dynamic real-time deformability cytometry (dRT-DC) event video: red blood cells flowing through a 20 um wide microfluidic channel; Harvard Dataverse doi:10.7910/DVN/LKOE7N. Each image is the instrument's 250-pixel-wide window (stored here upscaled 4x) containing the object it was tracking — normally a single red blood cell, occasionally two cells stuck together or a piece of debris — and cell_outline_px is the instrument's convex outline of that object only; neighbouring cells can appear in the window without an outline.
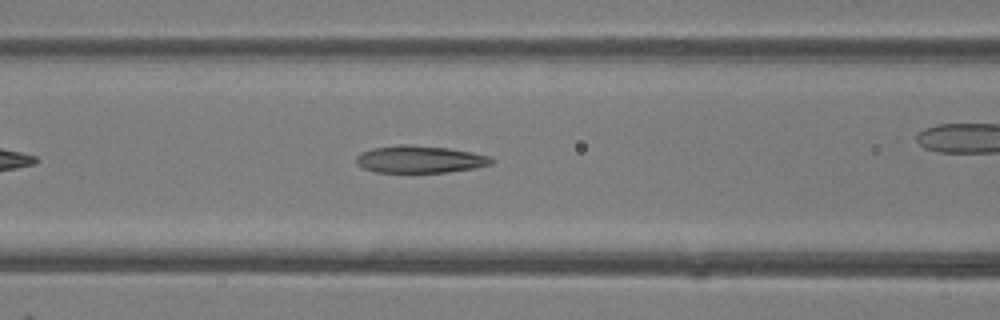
{"species": "common noctule bat (a hibernating species)", "species_latin": "Nyctalus noctula", "temperature_condition": "room temperature", "stored_images_in_passage": 20, "camera_frame_rate_fps": 3000, "um_per_image_px": 0.085, "animal": {"sex": "female"}, "frame": {"image": 1, "passage_image": 6, "time_ms": 1.667, "image_size_px": [1000, 320], "cell_outline_px": [[496, 160], [492, 164], [476, 168], [448, 172], [376, 172], [364, 168], [356, 164], [356, 156], [360, 152], [372, 148], [400, 144], [404, 144], [448, 148], [472, 152], [492, 156]], "centroid_in_image_um": [35.72, 13.54], "position_along_channel_um": 130.9, "area_um2": 21.68}}
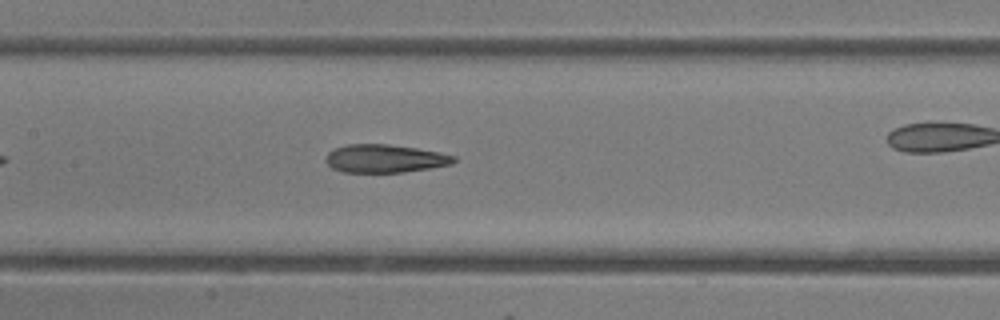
{"frame": {"image": 2, "passage_image": 9, "time_ms": 2.667, "image_size_px": [1000, 320], "cell_outline_px": [[456, 160], [452, 164], [432, 168], [404, 172], [344, 172], [332, 168], [324, 160], [328, 152], [336, 148], [348, 144], [388, 144], [416, 148], [440, 152], [456, 156]], "centroid_in_image_um": [32.73, 13.48], "position_along_channel_um": 174.7, "area_um2": 21.04}}
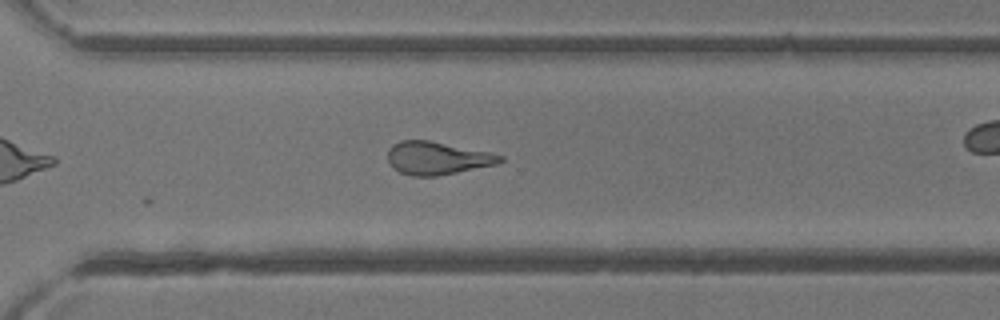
{"frame": {"image": 3, "passage_image": 20, "time_ms": 6.333, "image_size_px": [1000, 320], "cell_outline_px": [[504, 160], [496, 164], [436, 176], [412, 176], [400, 172], [392, 168], [388, 160], [388, 148], [392, 144], [400, 140], [428, 140], [492, 152], [504, 156]], "centroid_in_image_um": [37.15, 13.43], "position_along_channel_um": 333.5, "area_um2": 21.62}}